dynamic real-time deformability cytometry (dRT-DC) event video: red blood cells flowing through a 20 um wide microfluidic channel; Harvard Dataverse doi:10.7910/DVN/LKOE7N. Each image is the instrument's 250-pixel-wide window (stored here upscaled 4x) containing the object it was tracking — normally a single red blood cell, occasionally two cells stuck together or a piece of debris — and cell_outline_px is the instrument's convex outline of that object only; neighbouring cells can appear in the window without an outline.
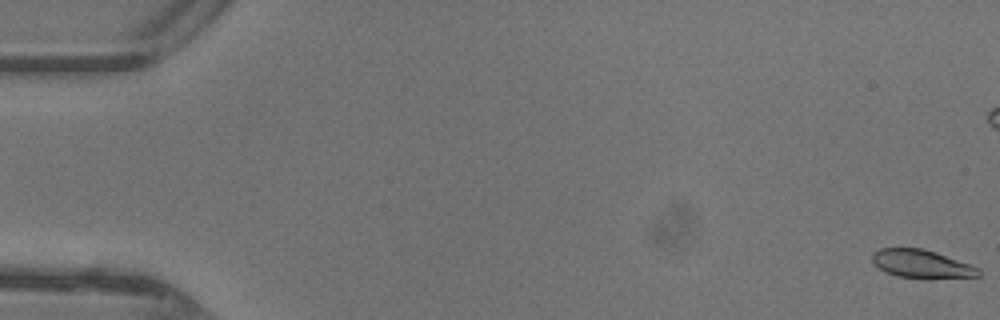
{"species": "common noctule bat (a hibernating species)", "species_latin": "Nyctalus noctula", "temperature_condition": "warm", "stored_images_in_passage": 49, "camera_frame_rate_fps": 3000, "um_per_image_px": 0.085, "animal": {"sex": "female"}, "frame": {"image": 1, "passage_image": 1, "time_ms": 0.0, "image_size_px": [1000, 320], "cell_outline_px": [[980, 276], [928, 280], [896, 276], [884, 272], [872, 260], [872, 252], [880, 248], [924, 248], [936, 252], [980, 268]], "centroid_in_image_um": [78.35, 22.46], "position_along_channel_um": 6.7, "area_um2": 17.92}}
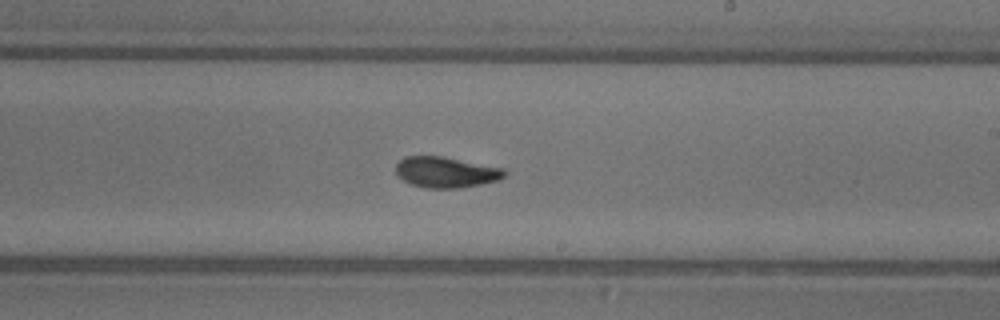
{"frame": {"image": 2, "passage_image": 29, "time_ms": 9.333, "image_size_px": [1000, 320], "cell_outline_px": [[508, 172], [504, 176], [496, 180], [480, 184], [460, 188], [424, 188], [412, 184], [404, 180], [396, 172], [396, 164], [404, 156], [440, 156], [504, 168]], "centroid_in_image_um": [37.9, 14.63], "position_along_channel_um": 251.1, "area_um2": 19.31}}
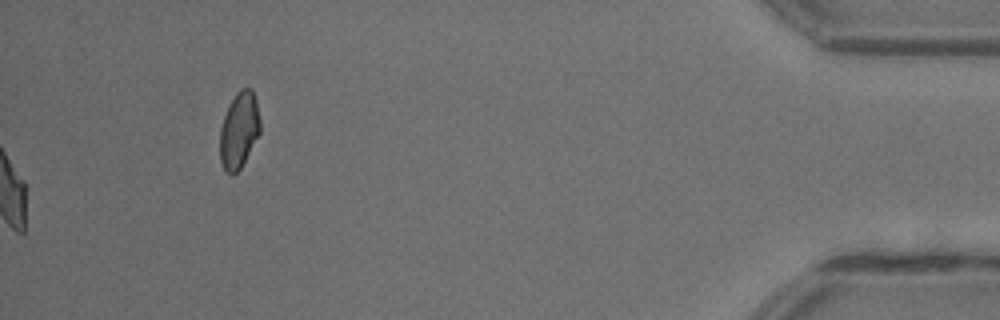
{"frame": {"image": 3, "passage_image": 49, "time_ms": 16.0, "image_size_px": [1000, 320], "cell_outline_px": [[260, 132], [240, 168], [232, 176], [224, 168], [220, 160], [220, 128], [228, 104], [236, 92], [240, 88], [252, 88], [256, 100], [260, 120]], "centroid_in_image_um": [20.31, 11.02], "position_along_channel_um": 414.9, "area_um2": 17.8}, "authors_computed_cell_mechanics": {"area_um2": 18.9006, "velocity_mm_per_s": 4.3994, "shape_relaxation_time_tau1_ms": 4.8417, "shape_relaxation_time_tau2_ms": 1.559, "deformation_change_tau1": 0.1793, "deformation_change_tau2": 0.0759}}